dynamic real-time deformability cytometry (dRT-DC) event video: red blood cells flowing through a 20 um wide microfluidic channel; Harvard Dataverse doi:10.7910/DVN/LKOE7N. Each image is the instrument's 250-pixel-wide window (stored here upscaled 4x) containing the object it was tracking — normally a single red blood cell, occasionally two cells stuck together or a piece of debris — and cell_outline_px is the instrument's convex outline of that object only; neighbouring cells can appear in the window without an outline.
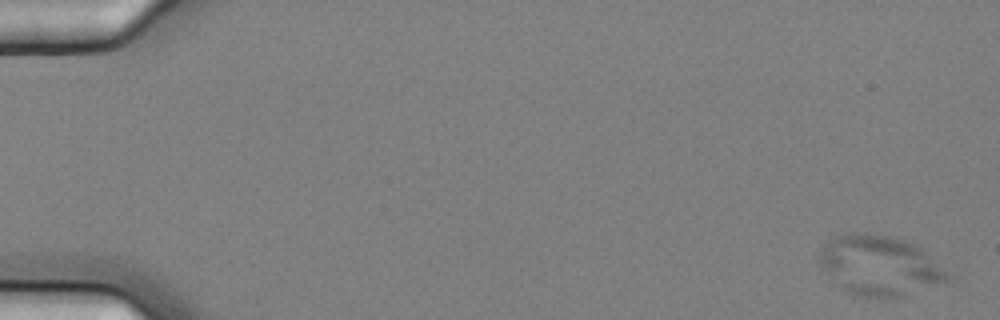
{"species": "common noctule bat (a hibernating species)", "species_latin": "Nyctalus noctula", "temperature_condition": "cold", "stored_images_in_passage": 7, "camera_frame_rate_fps": 3000, "um_per_image_px": 0.085, "animal": {"sex": "female", "body_mass_g": 25.1}, "frame": {"image": 1, "passage_image": 1, "time_ms": 0.0, "image_size_px": [1000, 320], "cell_outline_px": [[952, 284], [896, 296], [860, 296], [848, 292], [832, 284], [816, 260], [816, 252], [832, 236], [852, 232], [864, 232], [888, 236], [912, 244], [920, 248], [952, 276]], "centroid_in_image_um": [74.71, 22.57], "position_along_channel_um": 10.3, "area_um2": 45.43}}
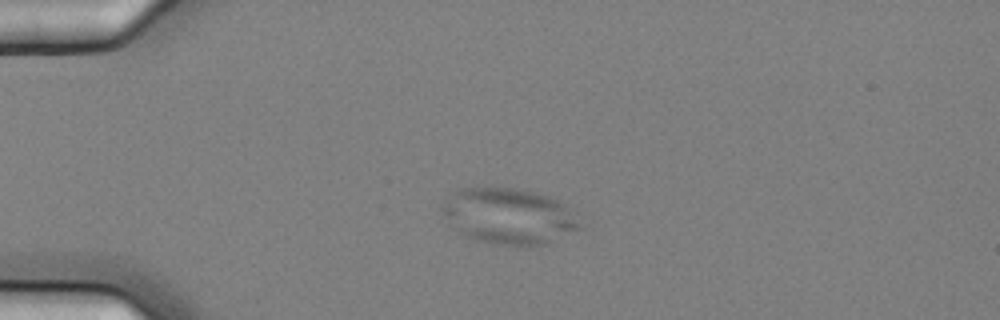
{"frame": {"image": 2, "passage_image": 5, "time_ms": 1.333, "image_size_px": [1000, 320], "cell_outline_px": [[584, 228], [544, 244], [496, 244], [480, 240], [468, 236], [460, 232], [448, 224], [440, 208], [448, 196], [456, 188], [516, 188], [536, 192], [548, 196], [564, 204]], "centroid_in_image_um": [43.21, 18.35], "position_along_channel_um": 41.8, "area_um2": 44.33}}
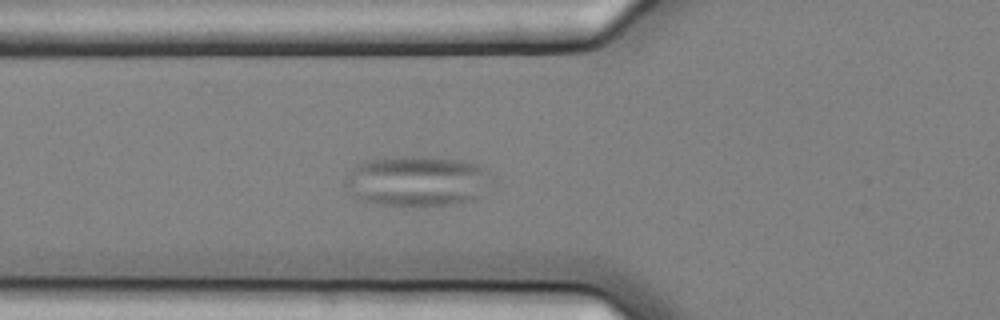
{"frame": {"image": 3, "passage_image": 7, "time_ms": 2.0, "image_size_px": [1000, 320], "cell_outline_px": [[496, 180], [480, 196], [472, 200], [456, 204], [424, 208], [372, 204], [360, 200], [344, 184], [344, 176], [356, 164], [364, 160], [392, 156], [420, 156], [460, 160], [476, 164], [484, 168]], "centroid_in_image_um": [35.46, 15.41], "position_along_channel_um": 90.3, "area_um2": 44.56}}